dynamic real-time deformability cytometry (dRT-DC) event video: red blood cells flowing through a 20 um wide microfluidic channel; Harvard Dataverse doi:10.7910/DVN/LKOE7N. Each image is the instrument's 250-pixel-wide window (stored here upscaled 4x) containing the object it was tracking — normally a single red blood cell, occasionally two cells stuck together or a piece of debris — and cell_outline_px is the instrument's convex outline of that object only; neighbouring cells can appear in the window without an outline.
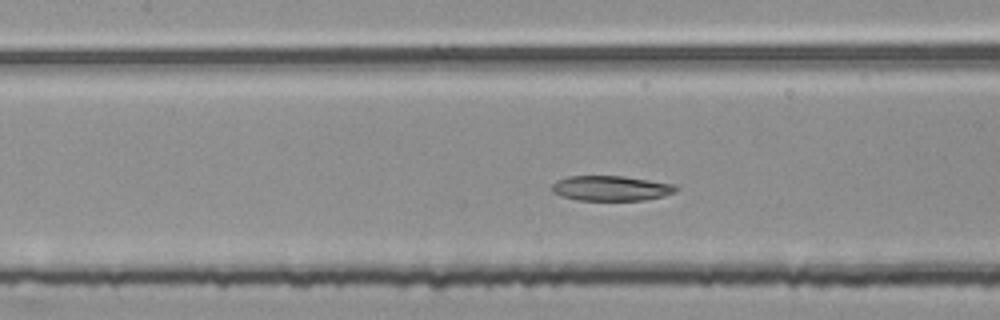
{"species": "common noctule bat (a hibernating species)", "species_latin": "Nyctalus noctula", "temperature_condition": "room temperature", "stored_images_in_passage": 45, "segment_of_instrument_passage": [2, 2], "camera_frame_rate_fps": 3000, "um_per_image_px": 0.085, "animal": {"sex": "female", "body_mass_g": 25.1}, "frame": {"image": 1, "passage_image": 19, "time_ms": 6.0, "image_size_px": [1000, 320], "cell_outline_px": [[680, 188], [676, 192], [664, 196], [644, 200], [576, 200], [560, 196], [552, 192], [552, 184], [556, 180], [568, 176], [624, 176], [676, 184]], "centroid_in_image_um": [51.96, 16.0], "position_along_channel_um": 155.4, "area_um2": 18.38}}
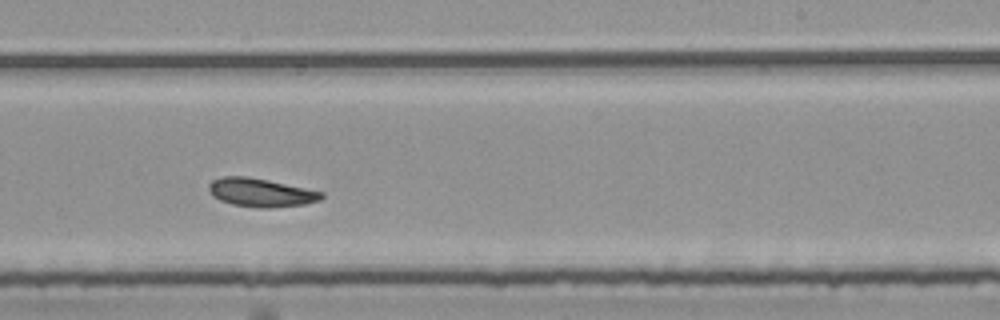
{"frame": {"image": 2, "passage_image": 28, "time_ms": 9.0, "image_size_px": [1000, 320], "cell_outline_px": [[324, 196], [320, 200], [304, 204], [268, 208], [260, 208], [232, 204], [220, 200], [212, 196], [208, 192], [208, 184], [212, 180], [224, 176], [244, 176], [268, 180], [324, 192]], "centroid_in_image_um": [22.14, 16.36], "position_along_channel_um": 266.9, "area_um2": 18.67}}
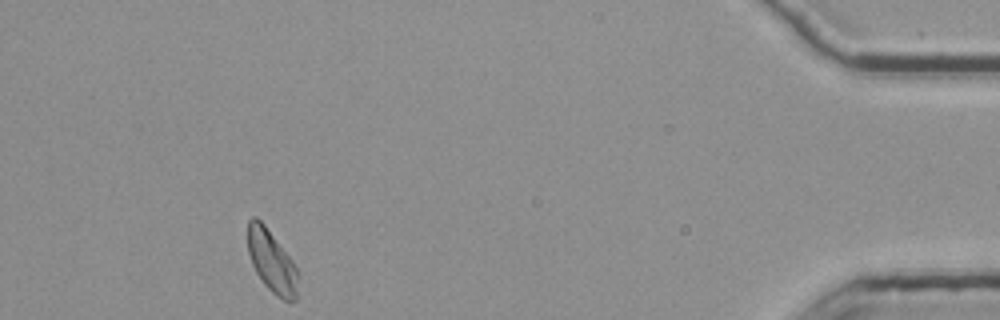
{"frame": {"image": 3, "passage_image": 45, "time_ms": 14.667, "image_size_px": [1000, 320], "cell_outline_px": [[296, 300], [284, 300], [276, 296], [264, 284], [256, 272], [252, 264], [248, 252], [248, 220], [252, 216], [256, 216], [264, 224], [292, 260], [296, 268]], "centroid_in_image_um": [23.05, 22.18], "position_along_channel_um": 412.1, "area_um2": 17.8}}